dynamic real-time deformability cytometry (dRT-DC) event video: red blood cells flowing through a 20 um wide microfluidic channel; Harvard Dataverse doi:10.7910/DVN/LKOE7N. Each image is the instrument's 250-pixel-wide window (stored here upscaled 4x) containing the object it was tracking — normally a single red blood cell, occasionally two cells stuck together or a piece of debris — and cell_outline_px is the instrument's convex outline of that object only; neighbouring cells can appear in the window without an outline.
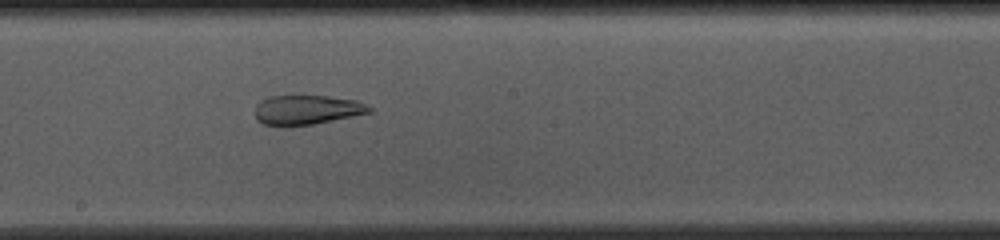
{"species": "common noctule bat (a hibernating species)", "species_latin": "Nyctalus noctula", "temperature_condition": "cold", "stored_images_in_passage": 36, "camera_frame_rate_fps": 3000, "um_per_image_px": 0.085, "animal": {"sex": "female", "body_mass_g": 10.0, "forearm_length_mm": 53.1}, "frame": {"image": 1, "passage_image": 21, "time_ms": 6.667, "image_size_px": [1000, 240], "cell_outline_px": [[372, 112], [312, 124], [288, 128], [284, 128], [264, 124], [256, 120], [256, 104], [260, 100], [268, 96], [328, 96], [356, 100], [372, 108]], "centroid_in_image_um": [26.02, 9.36], "position_along_channel_um": 222.2, "area_um2": 19.88}}